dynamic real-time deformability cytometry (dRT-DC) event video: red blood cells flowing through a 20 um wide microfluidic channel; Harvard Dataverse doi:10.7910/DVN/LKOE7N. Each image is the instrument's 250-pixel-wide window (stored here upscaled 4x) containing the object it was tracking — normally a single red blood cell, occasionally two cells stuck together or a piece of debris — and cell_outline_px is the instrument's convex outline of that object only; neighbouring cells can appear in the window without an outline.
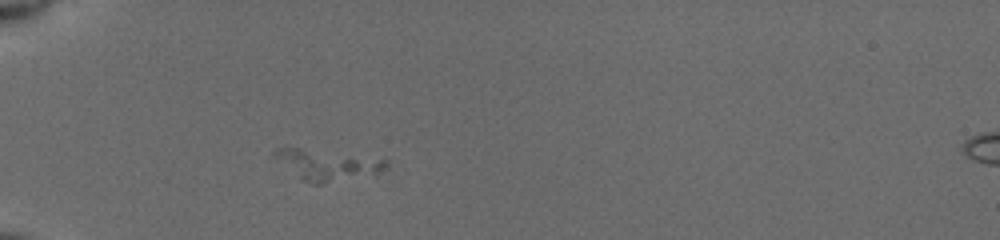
{"species": "common noctule bat (a hibernating species)", "species_latin": "Nyctalus noctula", "temperature_condition": "cold", "stored_images_in_passage": 17, "camera_frame_rate_fps": 3000, "um_per_image_px": 0.085, "animal": {"sex": "female", "body_mass_g": 19.5, "forearm_length_mm": 54.1}, "frame": {"image": 1, "passage_image": 1, "time_ms": 0.0, "image_size_px": [1000, 240], "cell_outline_px": [[388, 168], [376, 176], [320, 184], [312, 184], [304, 180], [272, 156], [272, 152], [276, 148], [300, 148], [388, 160]], "centroid_in_image_um": [27.91, 14.04], "position_along_channel_um": 57.1, "area_um2": 19.83}}